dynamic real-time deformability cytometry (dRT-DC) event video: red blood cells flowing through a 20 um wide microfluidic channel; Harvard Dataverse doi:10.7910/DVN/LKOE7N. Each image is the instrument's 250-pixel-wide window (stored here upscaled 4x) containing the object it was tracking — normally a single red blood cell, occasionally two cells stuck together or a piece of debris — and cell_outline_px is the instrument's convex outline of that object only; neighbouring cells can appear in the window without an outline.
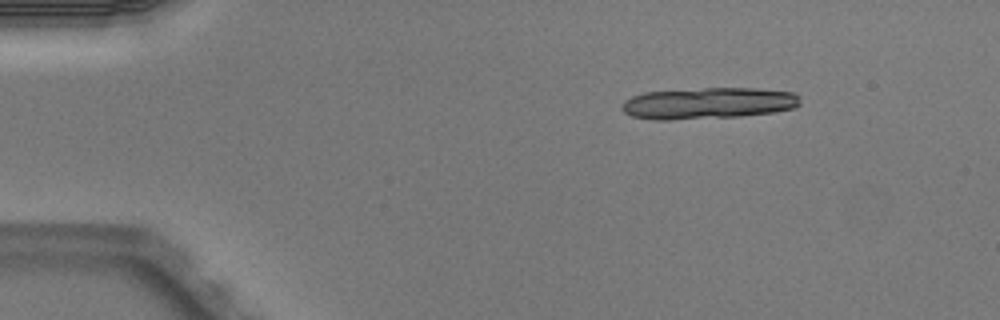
{"species": "Egyptian fruit bat (a non-hibernating species)", "species_latin": "Rousettus aegyptiacus", "temperature_condition": "warm", "stored_images_in_passage": 4, "camera_frame_rate_fps": 3000, "um_per_image_px": 0.085, "animal": {"sex": "male"}, "frame": {"image": 1, "passage_image": 1, "time_ms": 0.0, "image_size_px": [1000, 320], "cell_outline_px": [[800, 104], [796, 108], [776, 112], [740, 116], [672, 120], [652, 120], [632, 116], [624, 112], [620, 108], [624, 100], [632, 96], [644, 92], [704, 88], [756, 88], [792, 92], [800, 96]], "centroid_in_image_um": [60.2, 8.78], "position_along_channel_um": 24.8, "area_um2": 33.0}}